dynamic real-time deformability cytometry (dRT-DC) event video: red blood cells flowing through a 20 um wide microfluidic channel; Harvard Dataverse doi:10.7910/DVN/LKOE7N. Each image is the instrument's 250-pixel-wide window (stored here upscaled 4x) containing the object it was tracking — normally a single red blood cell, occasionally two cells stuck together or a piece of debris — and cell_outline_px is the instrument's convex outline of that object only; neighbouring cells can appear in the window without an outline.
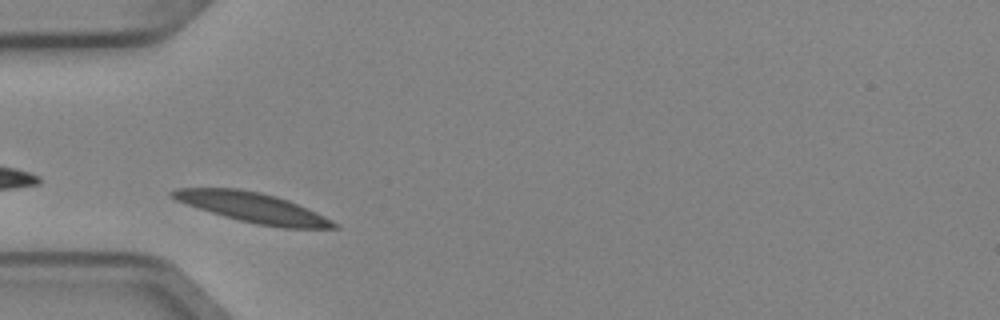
{"species": "Egyptian fruit bat (a non-hibernating species)", "species_latin": "Rousettus aegyptiacus", "temperature_condition": "cold", "stored_images_in_passage": 7, "camera_frame_rate_fps": 3000, "um_per_image_px": 0.085, "animal": {"sex": "female"}, "frame": {"image": 1, "passage_image": 5, "time_ms": 1.333, "image_size_px": [1000, 320], "cell_outline_px": [[340, 228], [280, 228], [256, 224], [224, 216], [176, 200], [168, 196], [168, 192], [176, 188], [240, 188], [260, 192], [276, 196], [288, 200], [308, 208], [340, 224]], "centroid_in_image_um": [21.51, 17.64], "position_along_channel_um": 63.5, "area_um2": 28.09}}
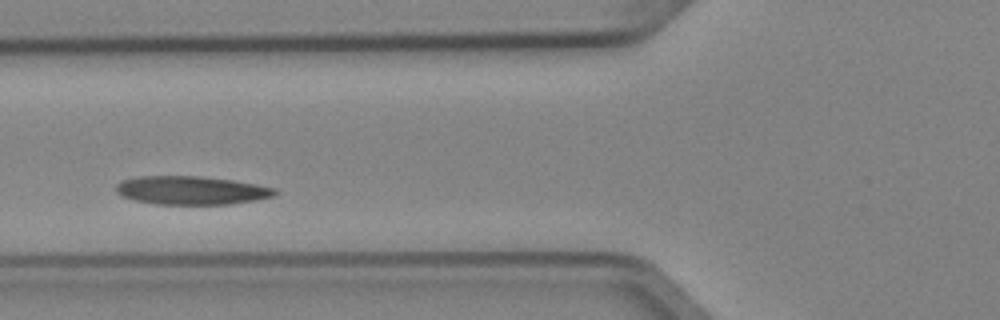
{"frame": {"image": 2, "passage_image": 6, "time_ms": 1.667, "image_size_px": [1000, 320], "cell_outline_px": [[280, 192], [276, 196], [256, 200], [228, 204], [156, 204], [132, 200], [116, 192], [116, 184], [120, 180], [140, 176], [200, 176], [232, 180], [256, 184], [276, 188]], "centroid_in_image_um": [16.28, 16.18], "position_along_channel_um": 109.5, "area_um2": 26.53}}